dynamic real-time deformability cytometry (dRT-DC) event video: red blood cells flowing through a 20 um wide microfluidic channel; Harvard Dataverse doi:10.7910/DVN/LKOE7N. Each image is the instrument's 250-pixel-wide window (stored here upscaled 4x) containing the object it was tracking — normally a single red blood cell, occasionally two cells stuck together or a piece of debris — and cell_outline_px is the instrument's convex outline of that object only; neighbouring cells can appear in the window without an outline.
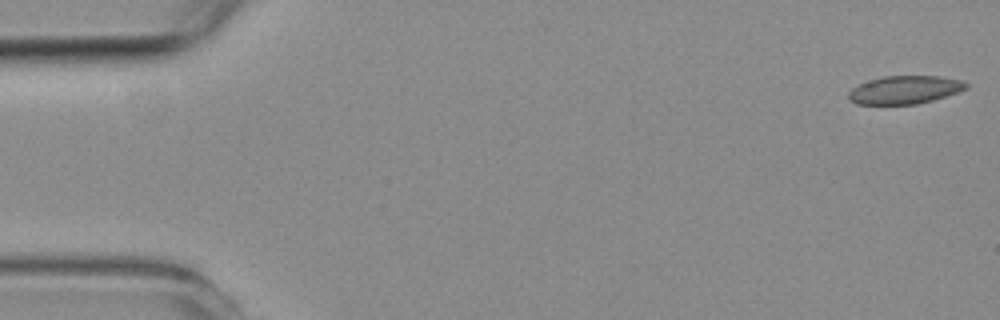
{"species": "common noctule bat (a hibernating species)", "species_latin": "Nyctalus noctula", "temperature_condition": "room temperature", "stored_images_in_passage": 3, "camera_frame_rate_fps": 3000, "um_per_image_px": 0.085, "animal": {"sex": "female", "body_mass_g": 19.3, "forearm_length_mm": 54.1}, "frame": {"image": 1, "passage_image": 1, "time_ms": 0.0, "image_size_px": [1000, 320], "cell_outline_px": [[968, 88], [932, 100], [916, 104], [856, 104], [848, 100], [848, 92], [852, 88], [868, 80], [884, 76], [940, 76], [964, 80], [968, 84]], "centroid_in_image_um": [76.89, 7.63], "position_along_channel_um": 8.1, "area_um2": 19.25}}